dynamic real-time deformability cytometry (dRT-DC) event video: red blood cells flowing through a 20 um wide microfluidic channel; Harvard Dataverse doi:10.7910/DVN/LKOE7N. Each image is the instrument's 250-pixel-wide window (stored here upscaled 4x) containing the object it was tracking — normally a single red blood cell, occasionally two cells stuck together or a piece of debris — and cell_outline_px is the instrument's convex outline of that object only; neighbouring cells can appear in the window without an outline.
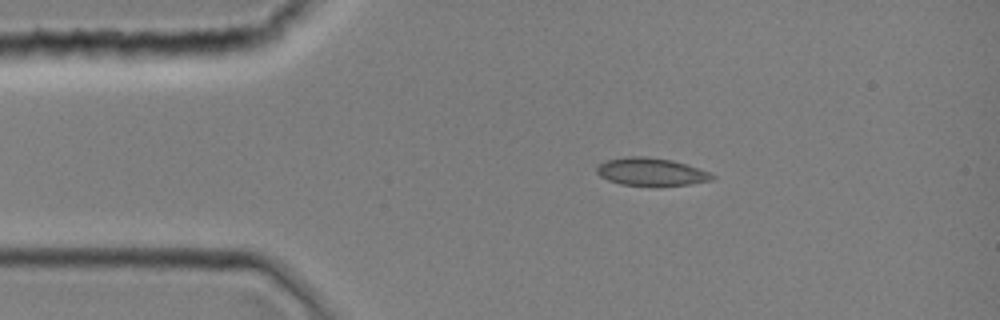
{"species": "common noctule bat (a hibernating species)", "species_latin": "Nyctalus noctula", "temperature_condition": "room temperature", "stored_images_in_passage": 1, "camera_frame_rate_fps": 3000, "um_per_image_px": 0.085, "animal": {"sex": "female", "body_mass_g": 19.0, "forearm_length_mm": 51.5}, "frame": {"image": 1, "passage_image": 1, "time_ms": 0.0, "image_size_px": [1000, 320], "cell_outline_px": [[716, 176], [712, 180], [688, 184], [656, 188], [620, 184], [608, 180], [600, 176], [596, 172], [596, 168], [604, 160], [624, 156], [644, 156], [672, 160], [708, 172]], "centroid_in_image_um": [55.29, 14.63], "position_along_channel_um": 29.7, "area_um2": 19.13}}